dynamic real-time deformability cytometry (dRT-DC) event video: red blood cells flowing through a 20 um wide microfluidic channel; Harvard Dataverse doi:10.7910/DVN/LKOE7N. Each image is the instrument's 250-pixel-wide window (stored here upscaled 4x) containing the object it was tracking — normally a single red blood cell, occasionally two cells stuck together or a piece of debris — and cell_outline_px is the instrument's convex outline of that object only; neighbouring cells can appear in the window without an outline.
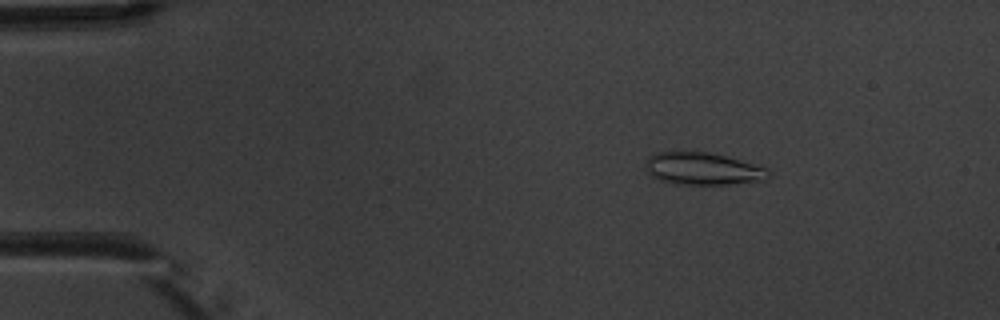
{"species": "common noctule bat (a hibernating species)", "species_latin": "Nyctalus noctula", "temperature_condition": "warm", "stored_images_in_passage": 5, "camera_frame_rate_fps": 3000, "um_per_image_px": 0.085, "animal": {"sex": "male", "body_mass_g": 20.1, "forearm_length_mm": 53.5}, "frame": {"image": 1, "passage_image": 3, "time_ms": 2.333, "image_size_px": [1000, 320], "cell_outline_px": [[768, 176], [764, 180], [728, 184], [676, 184], [660, 180], [652, 176], [648, 172], [648, 156], [652, 152], [708, 152], [760, 164], [768, 168]], "centroid_in_image_um": [59.78, 14.33], "position_along_channel_um": 25.2, "area_um2": 23.06}}